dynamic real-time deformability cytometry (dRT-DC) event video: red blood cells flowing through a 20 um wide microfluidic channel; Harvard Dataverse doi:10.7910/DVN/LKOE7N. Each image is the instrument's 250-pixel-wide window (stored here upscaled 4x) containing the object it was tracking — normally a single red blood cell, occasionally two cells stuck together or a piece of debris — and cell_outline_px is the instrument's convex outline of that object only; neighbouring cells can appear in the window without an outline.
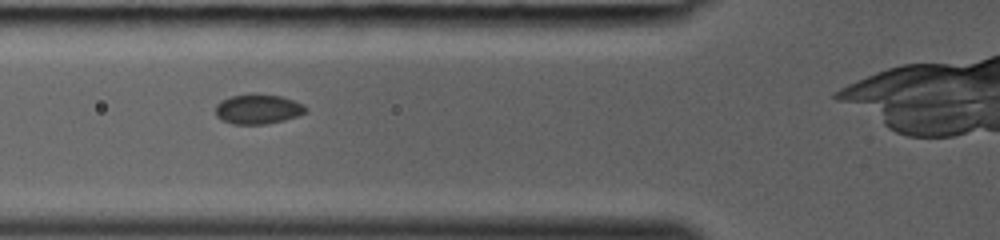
{"species": "common noctule bat (a hibernating species)", "species_latin": "Nyctalus noctula", "temperature_condition": "room temperature", "stored_images_in_passage": 4, "camera_frame_rate_fps": 3000, "um_per_image_px": 0.085, "animal": {"sex": "female", "body_mass_g": 19.0, "forearm_length_mm": 53.3}, "frame": {"image": 1, "passage_image": 3, "time_ms": 0.667, "image_size_px": [1000, 240], "cell_outline_px": [[308, 112], [284, 120], [264, 124], [232, 124], [220, 120], [216, 116], [216, 104], [220, 100], [232, 96], [280, 96], [304, 104], [308, 108]], "centroid_in_image_um": [21.92, 9.31], "position_along_channel_um": 103.9, "area_um2": 15.26}}
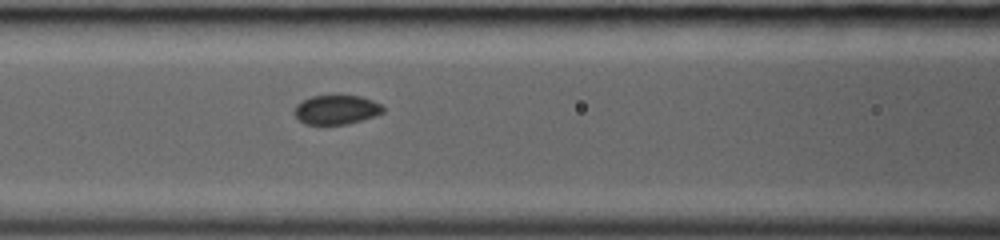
{"frame": {"image": 2, "passage_image": 4, "time_ms": 1.0, "image_size_px": [1000, 240], "cell_outline_px": [[384, 112], [348, 124], [304, 124], [292, 112], [296, 104], [312, 96], [360, 96], [372, 100], [380, 104], [384, 108]], "centroid_in_image_um": [28.56, 9.33], "position_along_channel_um": 138.0, "area_um2": 14.91}}